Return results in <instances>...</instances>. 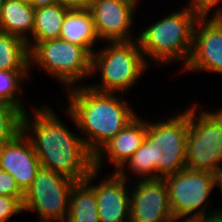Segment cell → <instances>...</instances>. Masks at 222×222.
<instances>
[{"instance_id":"cell-1","label":"cell","mask_w":222,"mask_h":222,"mask_svg":"<svg viewBox=\"0 0 222 222\" xmlns=\"http://www.w3.org/2000/svg\"><path fill=\"white\" fill-rule=\"evenodd\" d=\"M30 108L32 113H23L22 132L32 143L41 167L74 181L85 180L94 169V156L81 135L67 128L52 106L32 103Z\"/></svg>"},{"instance_id":"cell-2","label":"cell","mask_w":222,"mask_h":222,"mask_svg":"<svg viewBox=\"0 0 222 222\" xmlns=\"http://www.w3.org/2000/svg\"><path fill=\"white\" fill-rule=\"evenodd\" d=\"M172 114L164 120H147L144 142L117 171L123 179L132 180L130 174L136 180L165 178L187 167L189 115L184 109Z\"/></svg>"},{"instance_id":"cell-3","label":"cell","mask_w":222,"mask_h":222,"mask_svg":"<svg viewBox=\"0 0 222 222\" xmlns=\"http://www.w3.org/2000/svg\"><path fill=\"white\" fill-rule=\"evenodd\" d=\"M65 92V113L93 156L138 115L119 93L98 92L87 84Z\"/></svg>"},{"instance_id":"cell-4","label":"cell","mask_w":222,"mask_h":222,"mask_svg":"<svg viewBox=\"0 0 222 222\" xmlns=\"http://www.w3.org/2000/svg\"><path fill=\"white\" fill-rule=\"evenodd\" d=\"M201 14L199 9L187 4L142 28L137 41L146 62L151 67V64L171 66L180 62L183 69L191 54L193 30Z\"/></svg>"},{"instance_id":"cell-5","label":"cell","mask_w":222,"mask_h":222,"mask_svg":"<svg viewBox=\"0 0 222 222\" xmlns=\"http://www.w3.org/2000/svg\"><path fill=\"white\" fill-rule=\"evenodd\" d=\"M150 65L146 62L137 40L108 42L91 55V75L100 73V82L88 84L92 90L104 93L127 94Z\"/></svg>"},{"instance_id":"cell-6","label":"cell","mask_w":222,"mask_h":222,"mask_svg":"<svg viewBox=\"0 0 222 222\" xmlns=\"http://www.w3.org/2000/svg\"><path fill=\"white\" fill-rule=\"evenodd\" d=\"M30 70L37 66L40 71L60 81L66 90L84 85L91 75V55L81 46L62 39L27 42Z\"/></svg>"},{"instance_id":"cell-7","label":"cell","mask_w":222,"mask_h":222,"mask_svg":"<svg viewBox=\"0 0 222 222\" xmlns=\"http://www.w3.org/2000/svg\"><path fill=\"white\" fill-rule=\"evenodd\" d=\"M197 103L185 110L190 121L186 165L194 170L215 174L222 164V108L213 112L200 108L202 106Z\"/></svg>"},{"instance_id":"cell-8","label":"cell","mask_w":222,"mask_h":222,"mask_svg":"<svg viewBox=\"0 0 222 222\" xmlns=\"http://www.w3.org/2000/svg\"><path fill=\"white\" fill-rule=\"evenodd\" d=\"M174 219L195 220L212 216L209 198L215 189V174L189 167L164 178Z\"/></svg>"},{"instance_id":"cell-9","label":"cell","mask_w":222,"mask_h":222,"mask_svg":"<svg viewBox=\"0 0 222 222\" xmlns=\"http://www.w3.org/2000/svg\"><path fill=\"white\" fill-rule=\"evenodd\" d=\"M75 182L67 176L40 167L24 194L23 213L37 212V222H65Z\"/></svg>"},{"instance_id":"cell-10","label":"cell","mask_w":222,"mask_h":222,"mask_svg":"<svg viewBox=\"0 0 222 222\" xmlns=\"http://www.w3.org/2000/svg\"><path fill=\"white\" fill-rule=\"evenodd\" d=\"M180 71L222 75V13H202L197 19L191 54Z\"/></svg>"},{"instance_id":"cell-11","label":"cell","mask_w":222,"mask_h":222,"mask_svg":"<svg viewBox=\"0 0 222 222\" xmlns=\"http://www.w3.org/2000/svg\"><path fill=\"white\" fill-rule=\"evenodd\" d=\"M138 6L137 0L91 1L88 9L93 16L100 43L137 40L132 29L136 24L134 21Z\"/></svg>"},{"instance_id":"cell-12","label":"cell","mask_w":222,"mask_h":222,"mask_svg":"<svg viewBox=\"0 0 222 222\" xmlns=\"http://www.w3.org/2000/svg\"><path fill=\"white\" fill-rule=\"evenodd\" d=\"M130 222H171L173 214L169 204L164 178L130 181Z\"/></svg>"},{"instance_id":"cell-13","label":"cell","mask_w":222,"mask_h":222,"mask_svg":"<svg viewBox=\"0 0 222 222\" xmlns=\"http://www.w3.org/2000/svg\"><path fill=\"white\" fill-rule=\"evenodd\" d=\"M100 174L99 170L93 169L85 179L95 189L100 222H130L129 181L113 171L104 179L102 177L98 184H93Z\"/></svg>"},{"instance_id":"cell-14","label":"cell","mask_w":222,"mask_h":222,"mask_svg":"<svg viewBox=\"0 0 222 222\" xmlns=\"http://www.w3.org/2000/svg\"><path fill=\"white\" fill-rule=\"evenodd\" d=\"M40 167V161L32 143L23 132L0 147V169L15 178L24 194L32 185Z\"/></svg>"},{"instance_id":"cell-15","label":"cell","mask_w":222,"mask_h":222,"mask_svg":"<svg viewBox=\"0 0 222 222\" xmlns=\"http://www.w3.org/2000/svg\"><path fill=\"white\" fill-rule=\"evenodd\" d=\"M146 133L147 119L136 116L94 155V169L101 172L107 159L117 172L139 149Z\"/></svg>"},{"instance_id":"cell-16","label":"cell","mask_w":222,"mask_h":222,"mask_svg":"<svg viewBox=\"0 0 222 222\" xmlns=\"http://www.w3.org/2000/svg\"><path fill=\"white\" fill-rule=\"evenodd\" d=\"M60 39L79 45L92 55L100 39L95 30L91 11L69 10L62 24Z\"/></svg>"},{"instance_id":"cell-17","label":"cell","mask_w":222,"mask_h":222,"mask_svg":"<svg viewBox=\"0 0 222 222\" xmlns=\"http://www.w3.org/2000/svg\"><path fill=\"white\" fill-rule=\"evenodd\" d=\"M35 25V8L27 2L5 0L0 15V31L27 41Z\"/></svg>"},{"instance_id":"cell-18","label":"cell","mask_w":222,"mask_h":222,"mask_svg":"<svg viewBox=\"0 0 222 222\" xmlns=\"http://www.w3.org/2000/svg\"><path fill=\"white\" fill-rule=\"evenodd\" d=\"M65 222H100L95 189L86 180L73 184Z\"/></svg>"},{"instance_id":"cell-19","label":"cell","mask_w":222,"mask_h":222,"mask_svg":"<svg viewBox=\"0 0 222 222\" xmlns=\"http://www.w3.org/2000/svg\"><path fill=\"white\" fill-rule=\"evenodd\" d=\"M68 11L69 9L59 3L36 8L33 33L26 42L59 39L62 24Z\"/></svg>"},{"instance_id":"cell-20","label":"cell","mask_w":222,"mask_h":222,"mask_svg":"<svg viewBox=\"0 0 222 222\" xmlns=\"http://www.w3.org/2000/svg\"><path fill=\"white\" fill-rule=\"evenodd\" d=\"M0 70H30L27 42L0 31Z\"/></svg>"},{"instance_id":"cell-21","label":"cell","mask_w":222,"mask_h":222,"mask_svg":"<svg viewBox=\"0 0 222 222\" xmlns=\"http://www.w3.org/2000/svg\"><path fill=\"white\" fill-rule=\"evenodd\" d=\"M32 70H0V102L19 107L24 113L28 110L23 103V83L28 81ZM31 75V76H30Z\"/></svg>"},{"instance_id":"cell-22","label":"cell","mask_w":222,"mask_h":222,"mask_svg":"<svg viewBox=\"0 0 222 222\" xmlns=\"http://www.w3.org/2000/svg\"><path fill=\"white\" fill-rule=\"evenodd\" d=\"M23 113L17 106L0 102V147L22 132Z\"/></svg>"},{"instance_id":"cell-23","label":"cell","mask_w":222,"mask_h":222,"mask_svg":"<svg viewBox=\"0 0 222 222\" xmlns=\"http://www.w3.org/2000/svg\"><path fill=\"white\" fill-rule=\"evenodd\" d=\"M22 212V202L17 197L0 195V222H6Z\"/></svg>"},{"instance_id":"cell-24","label":"cell","mask_w":222,"mask_h":222,"mask_svg":"<svg viewBox=\"0 0 222 222\" xmlns=\"http://www.w3.org/2000/svg\"><path fill=\"white\" fill-rule=\"evenodd\" d=\"M0 195L17 197L21 202L24 200V193L18 187L15 178L2 169H0Z\"/></svg>"},{"instance_id":"cell-25","label":"cell","mask_w":222,"mask_h":222,"mask_svg":"<svg viewBox=\"0 0 222 222\" xmlns=\"http://www.w3.org/2000/svg\"><path fill=\"white\" fill-rule=\"evenodd\" d=\"M220 2L222 3V0H190L188 4L199 9L202 13H212V9L213 13H222Z\"/></svg>"},{"instance_id":"cell-26","label":"cell","mask_w":222,"mask_h":222,"mask_svg":"<svg viewBox=\"0 0 222 222\" xmlns=\"http://www.w3.org/2000/svg\"><path fill=\"white\" fill-rule=\"evenodd\" d=\"M56 3L64 6L69 10H83L89 8V2L87 0H55Z\"/></svg>"},{"instance_id":"cell-27","label":"cell","mask_w":222,"mask_h":222,"mask_svg":"<svg viewBox=\"0 0 222 222\" xmlns=\"http://www.w3.org/2000/svg\"><path fill=\"white\" fill-rule=\"evenodd\" d=\"M215 186L217 187L222 199V164L217 168V171L215 172Z\"/></svg>"},{"instance_id":"cell-28","label":"cell","mask_w":222,"mask_h":222,"mask_svg":"<svg viewBox=\"0 0 222 222\" xmlns=\"http://www.w3.org/2000/svg\"><path fill=\"white\" fill-rule=\"evenodd\" d=\"M55 0H32V6L36 9L43 6H50L55 4Z\"/></svg>"},{"instance_id":"cell-29","label":"cell","mask_w":222,"mask_h":222,"mask_svg":"<svg viewBox=\"0 0 222 222\" xmlns=\"http://www.w3.org/2000/svg\"><path fill=\"white\" fill-rule=\"evenodd\" d=\"M221 206L220 208H217L218 210L212 215L217 220V222H222V207Z\"/></svg>"},{"instance_id":"cell-30","label":"cell","mask_w":222,"mask_h":222,"mask_svg":"<svg viewBox=\"0 0 222 222\" xmlns=\"http://www.w3.org/2000/svg\"><path fill=\"white\" fill-rule=\"evenodd\" d=\"M197 222H217V220L213 217H203V218H199L197 219Z\"/></svg>"},{"instance_id":"cell-31","label":"cell","mask_w":222,"mask_h":222,"mask_svg":"<svg viewBox=\"0 0 222 222\" xmlns=\"http://www.w3.org/2000/svg\"><path fill=\"white\" fill-rule=\"evenodd\" d=\"M171 222H197V219L195 220L173 219Z\"/></svg>"},{"instance_id":"cell-32","label":"cell","mask_w":222,"mask_h":222,"mask_svg":"<svg viewBox=\"0 0 222 222\" xmlns=\"http://www.w3.org/2000/svg\"><path fill=\"white\" fill-rule=\"evenodd\" d=\"M4 2H5V0H0V15H1V12H2V7L4 5Z\"/></svg>"},{"instance_id":"cell-33","label":"cell","mask_w":222,"mask_h":222,"mask_svg":"<svg viewBox=\"0 0 222 222\" xmlns=\"http://www.w3.org/2000/svg\"><path fill=\"white\" fill-rule=\"evenodd\" d=\"M19 1L27 2V3H30L32 5V0H19Z\"/></svg>"}]
</instances>
